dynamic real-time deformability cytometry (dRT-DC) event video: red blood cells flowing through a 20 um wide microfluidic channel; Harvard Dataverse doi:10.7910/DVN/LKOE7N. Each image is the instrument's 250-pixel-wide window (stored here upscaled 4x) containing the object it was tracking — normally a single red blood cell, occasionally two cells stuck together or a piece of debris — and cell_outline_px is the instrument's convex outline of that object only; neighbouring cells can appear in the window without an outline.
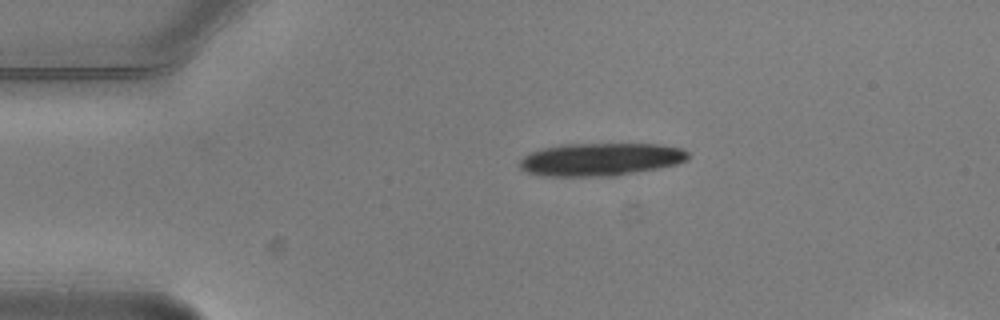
{"species": "common noctule bat (a hibernating species)", "species_latin": "Nyctalus noctula", "temperature_condition": "warm", "stored_images_in_passage": 8, "camera_frame_rate_fps": 3000, "um_per_image_px": 0.085, "animal": {"sex": "male", "body_mass_g": 20.5, "forearm_length_mm": 52.5}, "frame": {"image": 1, "passage_image": 1, "time_ms": 0.0, "image_size_px": [1000, 320], "cell_outline_px": [[688, 160], [676, 164], [660, 168], [616, 176], [540, 176], [524, 172], [520, 168], [520, 160], [524, 156], [532, 152], [544, 148], [564, 144], [660, 144], [684, 148], [688, 152]], "centroid_in_image_um": [51.07, 13.55], "position_along_channel_um": 33.9, "area_um2": 32.48}}
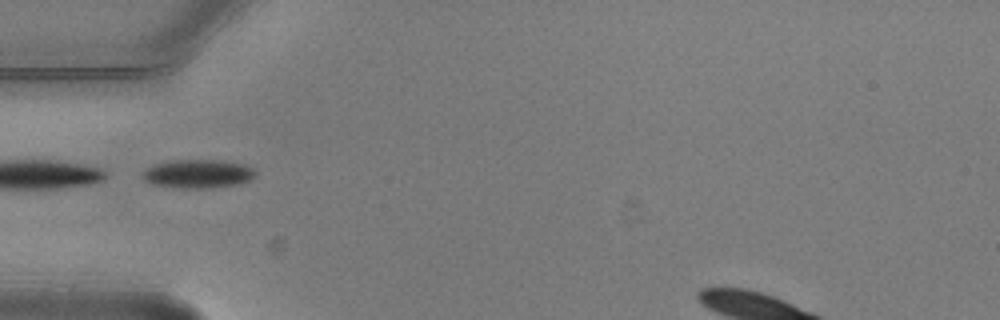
{"frame": {"image": 2, "passage_image": 3, "time_ms": 0.667, "image_size_px": [1000, 320], "cell_outline_px": [[256, 176], [248, 180], [236, 184], [208, 188], [180, 188], [152, 184], [144, 180], [140, 176], [140, 172], [144, 168], [152, 164], [172, 160], [220, 160], [244, 164], [256, 168]], "centroid_in_image_um": [16.77, 14.76], "position_along_channel_um": 68.2, "area_um2": 19.13}}
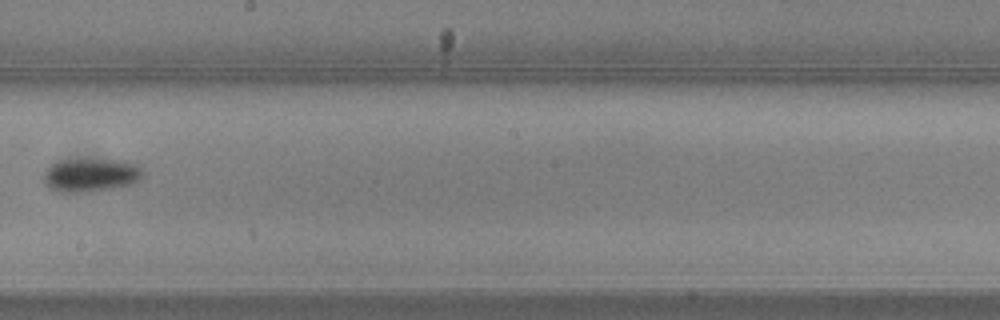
{"frame": {"image": 3, "passage_image": 7, "time_ms": 2.0, "image_size_px": [1000, 320], "cell_outline_px": [[144, 172], [140, 180], [132, 184], [88, 192], [56, 192], [48, 188], [44, 184], [40, 176], [52, 164], [60, 160], [120, 160], [136, 164]], "centroid_in_image_um": [7.66, 14.9], "position_along_channel_um": 240.5, "area_um2": 19.42}}